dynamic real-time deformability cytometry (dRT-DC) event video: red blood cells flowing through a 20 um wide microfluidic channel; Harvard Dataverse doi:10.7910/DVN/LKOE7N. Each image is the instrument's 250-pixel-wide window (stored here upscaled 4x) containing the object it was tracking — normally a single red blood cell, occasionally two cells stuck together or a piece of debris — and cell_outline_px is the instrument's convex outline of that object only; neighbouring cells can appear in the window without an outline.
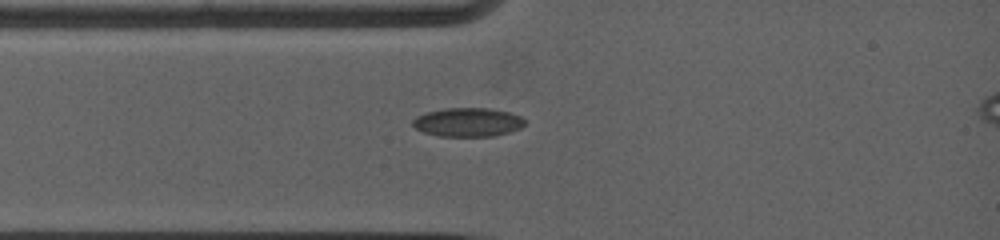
{"species": "common noctule bat (a hibernating species)", "species_latin": "Nyctalus noctula", "temperature_condition": "warm", "stored_images_in_passage": 2, "camera_frame_rate_fps": 5000, "um_per_image_px": 0.085, "animal": {"sex": "female", "body_mass_g": 19.0, "forearm_length_mm": 53.3}, "frame": {"image": 1, "passage_image": 1, "time_ms": 0.0, "image_size_px": [1000, 240], "cell_outline_px": [[524, 124], [520, 128], [508, 132], [492, 136], [440, 136], [424, 132], [416, 128], [412, 124], [412, 120], [416, 116], [428, 112], [448, 108], [488, 108], [508, 112], [520, 116], [524, 120]], "centroid_in_image_um": [39.75, 10.39], "position_along_channel_um": 45.3, "area_um2": 18.55}}